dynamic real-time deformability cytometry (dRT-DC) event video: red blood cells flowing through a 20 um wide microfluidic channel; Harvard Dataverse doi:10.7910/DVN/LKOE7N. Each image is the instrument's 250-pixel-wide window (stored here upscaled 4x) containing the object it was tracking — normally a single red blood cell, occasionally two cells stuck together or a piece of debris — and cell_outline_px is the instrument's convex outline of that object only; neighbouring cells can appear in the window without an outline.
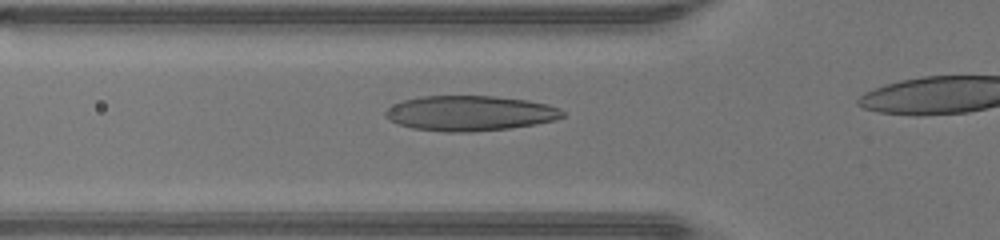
{"species": "human", "species_latin": "Homo sapiens", "temperature_condition": "warm", "stored_images_in_passage": 13, "camera_frame_rate_fps": 3000, "um_per_image_px": 0.085, "donor": {"sex": "male"}, "frame": {"image": 1, "passage_image": 6, "time_ms": 1.667, "image_size_px": [1000, 240], "cell_outline_px": [[564, 116], [556, 120], [536, 124], [512, 128], [472, 132], [444, 132], [412, 128], [396, 124], [388, 120], [384, 116], [384, 112], [388, 108], [400, 100], [420, 96], [496, 96], [528, 100], [548, 104], [560, 108], [564, 112]], "centroid_in_image_um": [39.93, 9.63], "position_along_channel_um": 85.9, "area_um2": 36.82}}
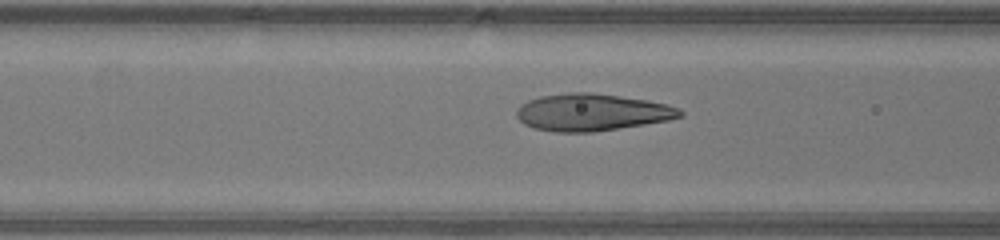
{"frame": {"image": 2, "passage_image": 8, "time_ms": 2.333, "image_size_px": [1000, 240], "cell_outline_px": [[684, 116], [668, 120], [644, 124], [592, 132], [556, 132], [536, 128], [524, 124], [516, 116], [516, 108], [520, 104], [528, 100], [540, 96], [568, 92], [592, 92], [648, 100], [668, 104], [680, 108], [684, 112]], "centroid_in_image_um": [50.32, 9.53], "position_along_channel_um": 116.3, "area_um2": 35.49}}
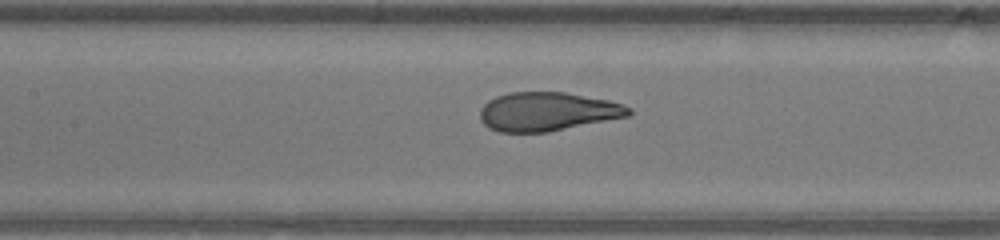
{"frame": {"image": 3, "passage_image": 11, "time_ms": 3.333, "image_size_px": [1000, 240], "cell_outline_px": [[632, 112], [628, 116], [548, 132], [500, 132], [488, 128], [480, 120], [480, 108], [488, 100], [496, 96], [508, 92], [564, 92], [608, 100], [624, 104], [632, 108]], "centroid_in_image_um": [46.51, 9.48], "position_along_channel_um": 160.9, "area_um2": 33.7}}